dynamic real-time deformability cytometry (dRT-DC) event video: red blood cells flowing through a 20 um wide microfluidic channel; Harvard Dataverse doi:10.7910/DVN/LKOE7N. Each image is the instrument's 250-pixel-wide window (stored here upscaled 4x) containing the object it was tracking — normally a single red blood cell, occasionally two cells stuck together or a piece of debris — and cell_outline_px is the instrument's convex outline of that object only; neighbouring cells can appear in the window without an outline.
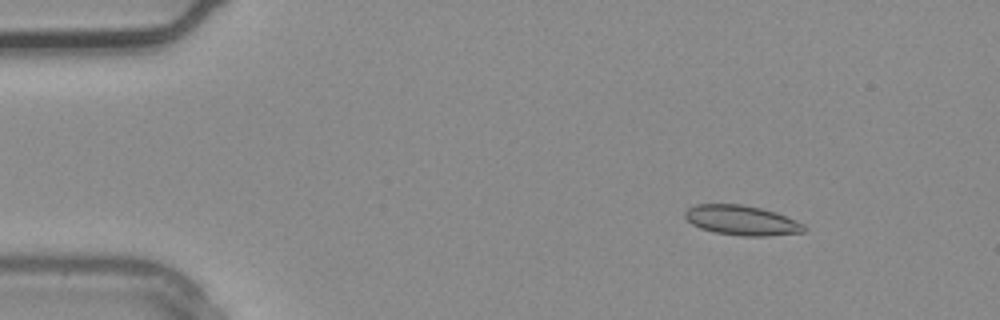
{"species": "common noctule bat (a hibernating species)", "species_latin": "Nyctalus noctula", "temperature_condition": "warm", "stored_images_in_passage": 4, "camera_frame_rate_fps": 3000, "um_per_image_px": 0.085, "animal": {"sex": "male", "body_mass_g": 20.4}, "frame": {"image": 1, "passage_image": 2, "time_ms": 0.333, "image_size_px": [1000, 320], "cell_outline_px": [[804, 232], [768, 236], [744, 236], [716, 232], [700, 228], [692, 224], [684, 216], [684, 212], [688, 208], [696, 204], [740, 204], [760, 208], [776, 212], [796, 220], [804, 224]], "centroid_in_image_um": [63.04, 18.72], "position_along_channel_um": 22.0, "area_um2": 20.58}}
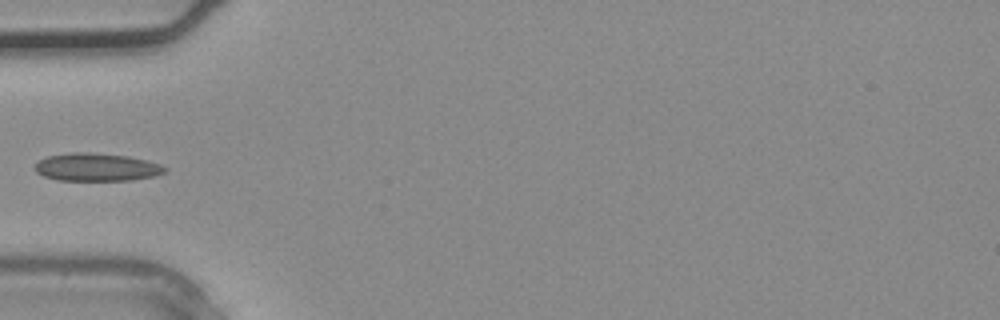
{"frame": {"image": 2, "passage_image": 4, "time_ms": 1.0, "image_size_px": [1000, 320], "cell_outline_px": [[168, 172], [156, 176], [132, 180], [60, 180], [44, 176], [36, 172], [36, 164], [40, 160], [48, 156], [72, 152], [88, 152], [128, 156], [148, 160], [160, 164], [168, 168]], "centroid_in_image_um": [8.29, 14.21], "position_along_channel_um": 76.7, "area_um2": 21.15}}